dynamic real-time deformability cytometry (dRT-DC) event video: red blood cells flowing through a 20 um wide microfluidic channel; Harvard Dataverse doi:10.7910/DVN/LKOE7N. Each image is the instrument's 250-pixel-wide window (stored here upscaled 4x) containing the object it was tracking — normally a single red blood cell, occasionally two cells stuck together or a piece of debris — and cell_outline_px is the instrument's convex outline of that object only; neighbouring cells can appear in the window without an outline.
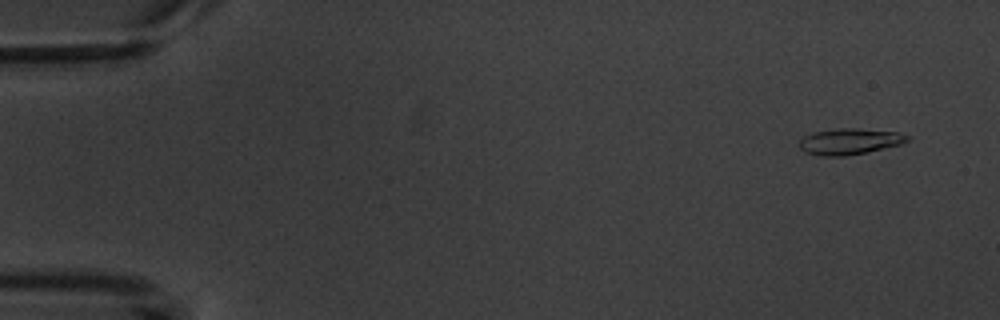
{"species": "common noctule bat (a hibernating species)", "species_latin": "Nyctalus noctula", "temperature_condition": "warm", "stored_images_in_passage": 6, "camera_frame_rate_fps": 3000, "um_per_image_px": 0.085, "animal": {"sex": "male", "body_mass_g": 20.1, "forearm_length_mm": 53.5}, "frame": {"image": 1, "passage_image": 2, "time_ms": 1.0, "image_size_px": [1000, 320], "cell_outline_px": [[908, 140], [900, 144], [868, 152], [844, 156], [820, 156], [804, 152], [800, 148], [800, 140], [804, 136], [812, 132], [836, 128], [856, 128], [900, 132], [908, 136]], "centroid_in_image_um": [72.19, 12.02], "position_along_channel_um": 12.8, "area_um2": 16.47}}
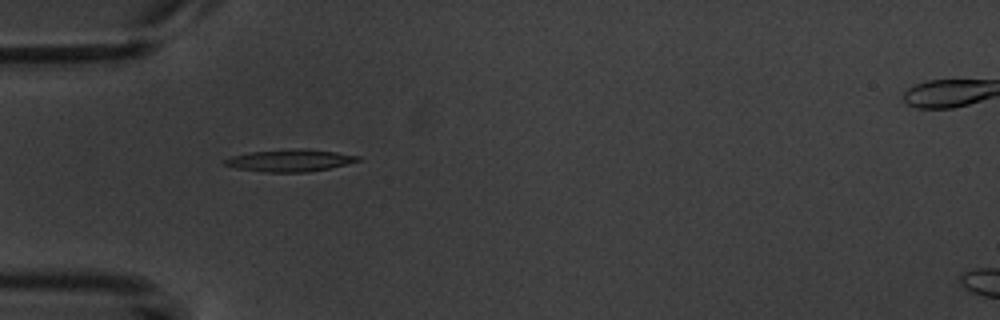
{"frame": {"image": 2, "passage_image": 5, "time_ms": 5.667, "image_size_px": [1000, 320], "cell_outline_px": [[360, 160], [328, 168], [308, 172], [268, 172], [236, 168], [224, 164], [224, 160], [232, 156], [252, 152], [300, 148], [304, 148], [336, 152], [360, 156]], "centroid_in_image_um": [24.65, 13.63], "position_along_channel_um": 60.3, "area_um2": 16.82}}
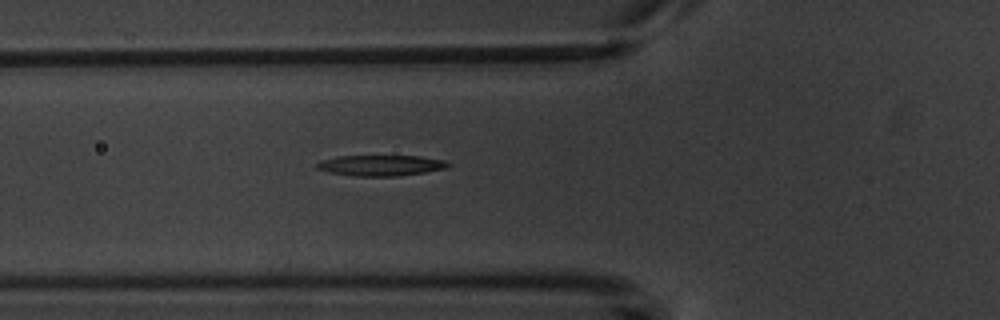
{"frame": {"image": 3, "passage_image": 6, "time_ms": 6.667, "image_size_px": [1000, 320], "cell_outline_px": [[452, 164], [448, 168], [424, 172], [396, 176], [356, 176], [328, 172], [316, 168], [316, 164], [320, 160], [340, 156], [420, 156], [444, 160]], "centroid_in_image_um": [32.38, 14.06], "position_along_channel_um": 93.4, "area_um2": 15.84}}